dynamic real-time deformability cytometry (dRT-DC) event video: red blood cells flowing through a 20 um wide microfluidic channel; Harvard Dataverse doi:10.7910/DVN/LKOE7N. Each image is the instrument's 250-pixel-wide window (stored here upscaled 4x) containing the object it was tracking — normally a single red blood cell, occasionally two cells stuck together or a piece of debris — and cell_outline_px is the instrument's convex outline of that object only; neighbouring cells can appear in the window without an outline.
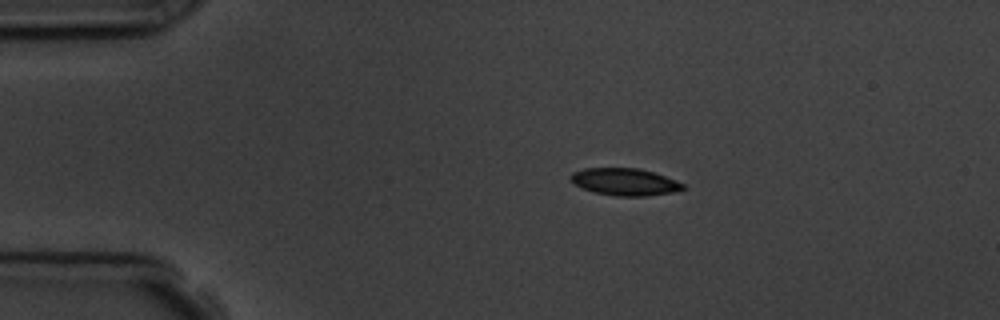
{"species": "common noctule bat (a hibernating species)", "species_latin": "Nyctalus noctula", "temperature_condition": "room temperature", "stored_images_in_passage": 4, "camera_frame_rate_fps": 3000, "um_per_image_px": 0.085, "animal": {"sex": "male", "body_mass_g": 19.5, "forearm_length_mm": 54.6}, "frame": {"image": 1, "passage_image": 3, "time_ms": 3.333, "image_size_px": [1000, 320], "cell_outline_px": [[688, 188], [672, 192], [644, 196], [616, 196], [596, 192], [584, 188], [568, 180], [572, 172], [584, 168], [636, 168], [652, 172], [664, 176], [684, 184]], "centroid_in_image_um": [53.09, 15.45], "position_along_channel_um": 31.9, "area_um2": 17.57}}